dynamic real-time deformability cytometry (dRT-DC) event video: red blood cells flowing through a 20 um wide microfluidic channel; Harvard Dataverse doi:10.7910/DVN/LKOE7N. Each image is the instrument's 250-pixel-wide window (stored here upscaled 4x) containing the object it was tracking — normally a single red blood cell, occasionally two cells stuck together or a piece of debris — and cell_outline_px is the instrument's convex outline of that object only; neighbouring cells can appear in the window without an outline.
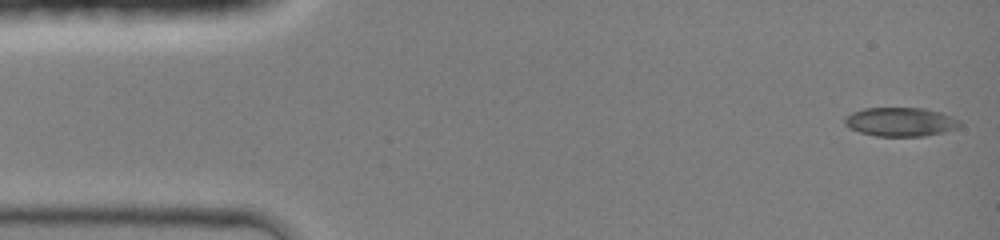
{"species": "common noctule bat (a hibernating species)", "species_latin": "Nyctalus noctula", "temperature_condition": "room temperature", "stored_images_in_passage": 44, "camera_frame_rate_fps": 3000, "um_per_image_px": 0.085, "animal": {"sex": "female", "body_mass_g": 19.0, "forearm_length_mm": 51.5}, "frame": {"image": 1, "passage_image": 1, "time_ms": 0.0, "image_size_px": [1000, 240], "cell_outline_px": [[960, 128], [944, 132], [924, 136], [876, 136], [860, 132], [844, 124], [844, 116], [852, 112], [864, 108], [924, 108], [940, 112], [960, 120]], "centroid_in_image_um": [76.55, 10.36], "position_along_channel_um": 8.5, "area_um2": 19.42}}
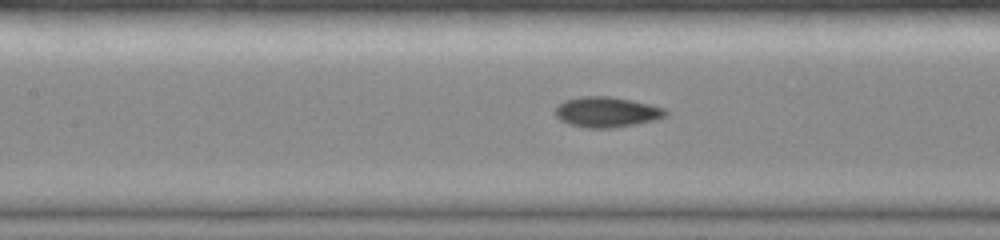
{"frame": {"image": 2, "passage_image": 19, "time_ms": 6.0, "image_size_px": [1000, 240], "cell_outline_px": [[668, 112], [664, 116], [656, 120], [636, 124], [612, 128], [588, 128], [568, 124], [560, 120], [556, 116], [556, 104], [564, 100], [580, 96], [608, 96], [632, 100], [664, 108]], "centroid_in_image_um": [51.53, 9.52], "position_along_channel_um": 155.9, "area_um2": 19.59}}
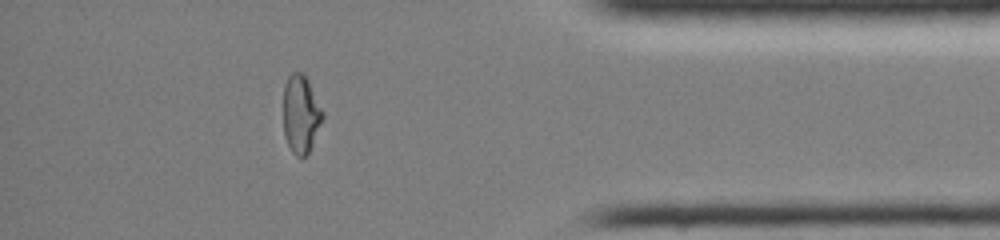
{"frame": {"image": 3, "passage_image": 38, "time_ms": 12.333, "image_size_px": [1000, 240], "cell_outline_px": [[324, 116], [312, 144], [308, 152], [304, 156], [296, 156], [292, 152], [284, 136], [284, 84], [288, 76], [292, 72], [304, 72], [324, 112]], "centroid_in_image_um": [25.57, 9.66], "position_along_channel_um": 409.6, "area_um2": 17.8}, "authors_computed_cell_mechanics": {"area_um2": 18.9584, "velocity_mm_per_s": 4.3352, "shape_relaxation_time_tau1_ms": null, "shape_relaxation_time_tau2_ms": 1.4825, "deformation_change_tau1": null, "deformation_change_tau2": 0.0513}}